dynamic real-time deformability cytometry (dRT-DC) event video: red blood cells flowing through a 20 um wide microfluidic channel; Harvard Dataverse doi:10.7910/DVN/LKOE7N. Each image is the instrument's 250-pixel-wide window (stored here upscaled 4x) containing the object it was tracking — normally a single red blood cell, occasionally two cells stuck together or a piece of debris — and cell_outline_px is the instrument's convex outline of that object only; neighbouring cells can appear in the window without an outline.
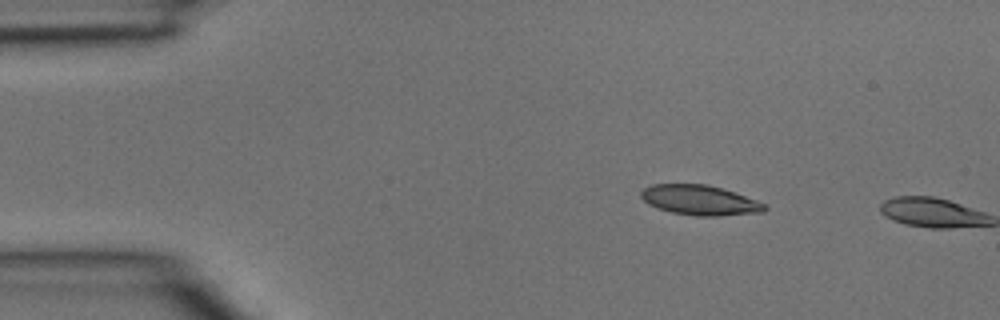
{"species": "common noctule bat (a hibernating species)", "species_latin": "Nyctalus noctula", "temperature_condition": "room temperature", "stored_images_in_passage": 2, "camera_frame_rate_fps": 3000, "um_per_image_px": 0.085, "animal": {"sex": "male", "body_mass_g": 15.6}, "frame": {"image": 1, "passage_image": 1, "time_ms": 0.0, "image_size_px": [1000, 320], "cell_outline_px": [[768, 208], [764, 212], [716, 216], [696, 216], [672, 212], [648, 204], [640, 196], [640, 192], [644, 188], [652, 184], [708, 184], [756, 200], [764, 204]], "centroid_in_image_um": [59.47, 17.01], "position_along_channel_um": 25.5, "area_um2": 21.33}}